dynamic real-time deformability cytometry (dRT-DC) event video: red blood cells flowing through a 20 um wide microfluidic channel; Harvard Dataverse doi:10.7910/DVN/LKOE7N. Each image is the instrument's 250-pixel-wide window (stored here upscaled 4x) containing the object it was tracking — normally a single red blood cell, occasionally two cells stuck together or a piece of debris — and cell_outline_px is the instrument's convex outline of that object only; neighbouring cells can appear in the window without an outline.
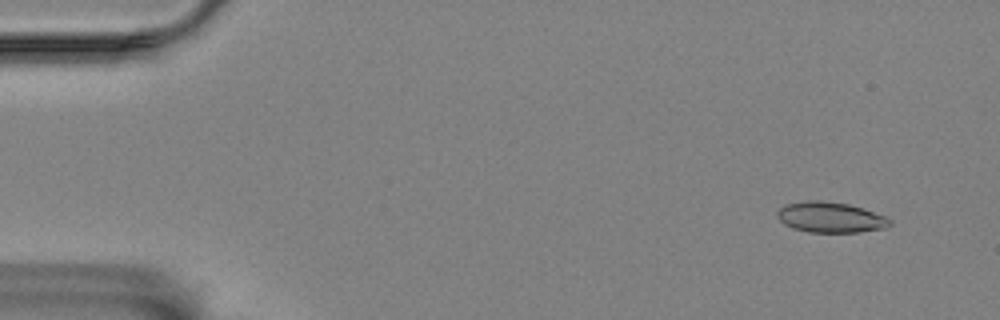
{"species": "Egyptian fruit bat (a non-hibernating species)", "species_latin": "Rousettus aegyptiacus", "temperature_condition": "room temperature", "stored_images_in_passage": 57, "camera_frame_rate_fps": 3000, "um_per_image_px": 0.085, "animal": {"sex": "female"}, "frame": {"image": 1, "passage_image": 4, "time_ms": 1.0, "image_size_px": [1000, 320], "cell_outline_px": [[892, 224], [884, 228], [860, 232], [808, 232], [792, 228], [784, 224], [776, 216], [776, 212], [784, 204], [808, 200], [820, 200], [848, 204], [864, 208], [888, 216], [892, 220]], "centroid_in_image_um": [70.6, 18.46], "position_along_channel_um": 14.4, "area_um2": 20.35}}
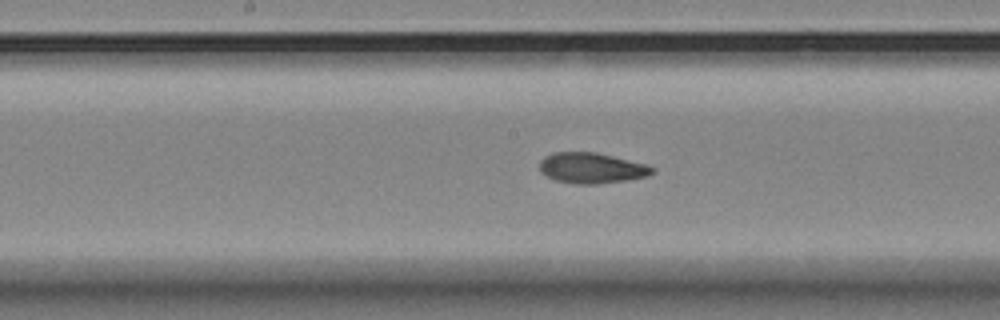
{"frame": {"image": 2, "passage_image": 29, "time_ms": 9.333, "image_size_px": [1000, 320], "cell_outline_px": [[656, 172], [648, 176], [628, 180], [596, 184], [576, 184], [556, 180], [540, 172], [540, 160], [544, 156], [552, 152], [596, 152], [644, 164], [656, 168]], "centroid_in_image_um": [50.29, 14.28], "position_along_channel_um": 197.9, "area_um2": 20.11}}
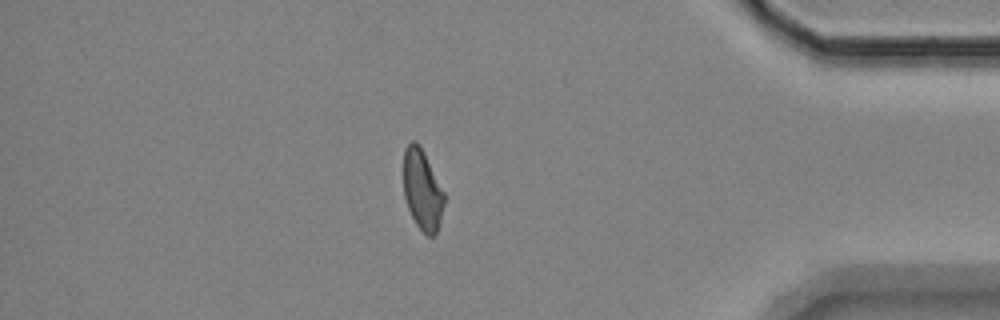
{"frame": {"image": 3, "passage_image": 49, "time_ms": 16.0, "image_size_px": [1000, 320], "cell_outline_px": [[444, 204], [440, 220], [436, 232], [432, 236], [428, 236], [416, 224], [408, 208], [404, 196], [404, 148], [412, 140], [416, 140], [420, 144], [444, 192]], "centroid_in_image_um": [35.89, 16.09], "position_along_channel_um": 399.3, "area_um2": 18.9}, "authors_computed_cell_mechanics": {"area_um2": 19.9988, "velocity_mm_per_s": 3.5177, "shape_relaxation_time_tau1_ms": 9.8072, "shape_relaxation_time_tau2_ms": 4.5785, "deformation_change_tau1": 0.1835, "deformation_change_tau2": 0.0965}}